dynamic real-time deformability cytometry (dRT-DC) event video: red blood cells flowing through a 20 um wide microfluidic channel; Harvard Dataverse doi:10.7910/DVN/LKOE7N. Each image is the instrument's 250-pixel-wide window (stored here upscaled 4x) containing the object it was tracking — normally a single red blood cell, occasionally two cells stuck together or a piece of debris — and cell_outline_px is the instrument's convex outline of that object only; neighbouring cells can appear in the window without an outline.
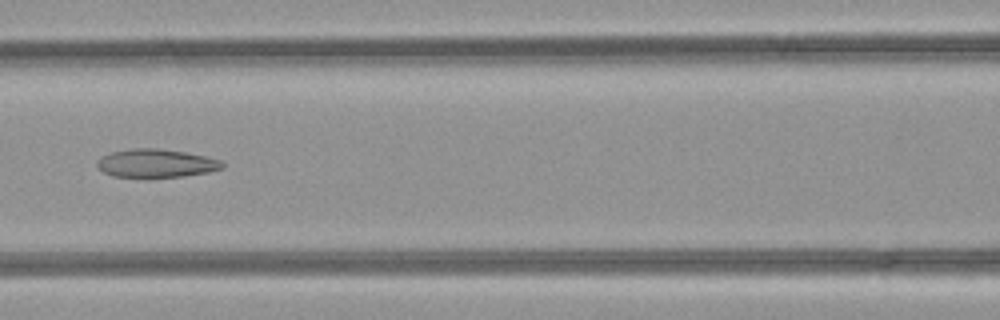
{"species": "common noctule bat (a hibernating species)", "species_latin": "Nyctalus noctula", "temperature_condition": "room temperature", "stored_images_in_passage": 44, "camera_frame_rate_fps": 3000, "um_per_image_px": 0.085, "animal": {"sex": "female", "body_mass_g": 21.9}, "frame": {"image": 1, "passage_image": 19, "time_ms": 6.0, "image_size_px": [1000, 320], "cell_outline_px": [[224, 168], [208, 172], [184, 176], [112, 176], [104, 172], [96, 164], [96, 160], [100, 156], [112, 152], [132, 148], [156, 148], [184, 152], [204, 156], [220, 160], [224, 164]], "centroid_in_image_um": [13.25, 13.86], "position_along_channel_um": 153.3, "area_um2": 20.35}, "authors_computed_cell_mechanics": {"area_um2": 23.0622, "velocity_mm_per_s": 4.3104, "shape_relaxation_time_tau1_ms": null, "shape_relaxation_time_tau2_ms": 4.1163, "deformation_change_tau1": null, "deformation_change_tau2": 0.1457}}